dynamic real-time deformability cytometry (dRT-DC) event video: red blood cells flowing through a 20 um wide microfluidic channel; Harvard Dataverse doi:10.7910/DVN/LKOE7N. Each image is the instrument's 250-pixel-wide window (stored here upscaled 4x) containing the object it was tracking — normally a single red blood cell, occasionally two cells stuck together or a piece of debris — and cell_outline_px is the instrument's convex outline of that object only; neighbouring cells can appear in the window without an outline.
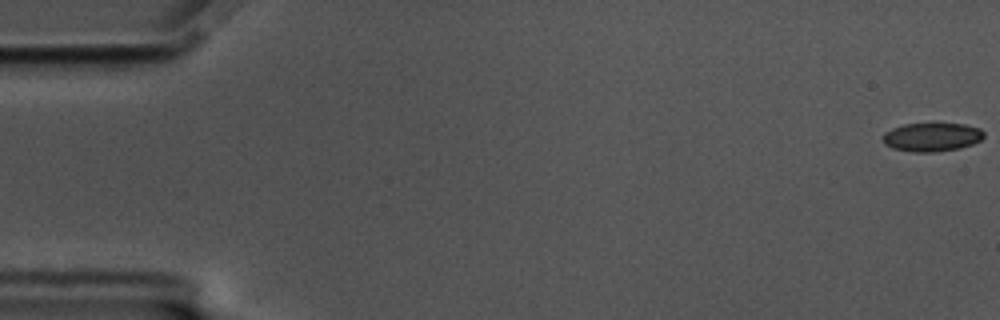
{"species": "common noctule bat (a hibernating species)", "species_latin": "Nyctalus noctula", "temperature_condition": "cold", "stored_images_in_passage": 58, "camera_frame_rate_fps": 3000, "um_per_image_px": 0.085, "animal": {"sex": "male", "body_mass_g": 17.5, "forearm_length_mm": 52.3}, "frame": {"image": 1, "passage_image": 1, "time_ms": 0.0, "image_size_px": [1000, 320], "cell_outline_px": [[984, 136], [980, 140], [972, 144], [960, 148], [936, 152], [916, 152], [892, 148], [884, 144], [884, 132], [892, 128], [904, 124], [936, 120], [964, 124], [980, 128], [984, 132]], "centroid_in_image_um": [79.23, 11.59], "position_along_channel_um": 5.8, "area_um2": 17.63}}
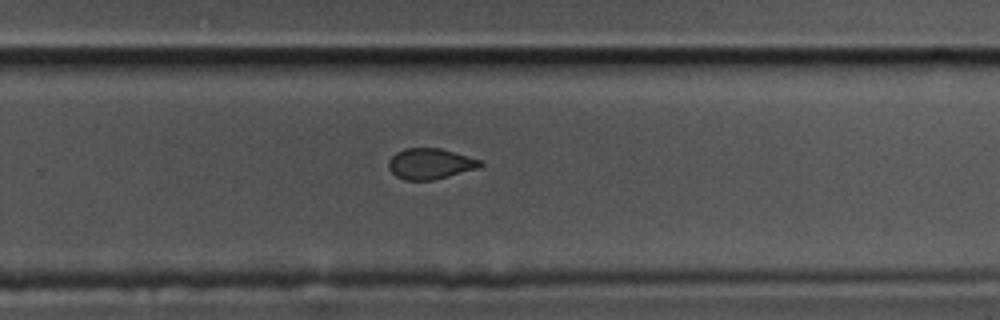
{"frame": {"image": 2, "passage_image": 38, "time_ms": 12.333, "image_size_px": [1000, 320], "cell_outline_px": [[484, 164], [480, 168], [432, 180], [404, 180], [396, 176], [388, 168], [388, 160], [396, 152], [404, 148], [440, 148], [484, 160]], "centroid_in_image_um": [36.6, 13.91], "position_along_channel_um": 293.2, "area_um2": 16.65}}
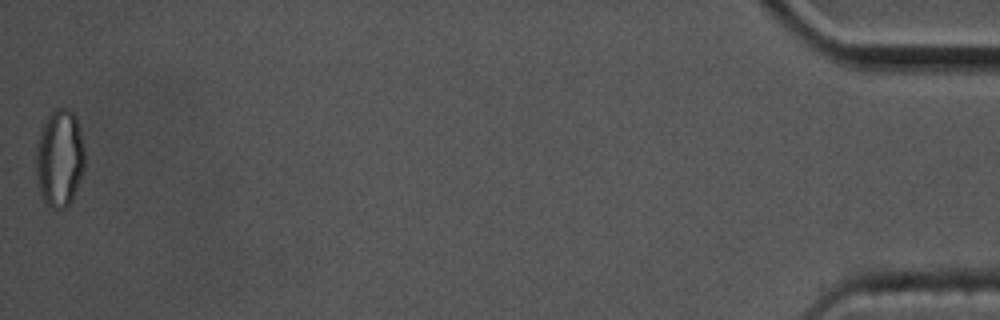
{"frame": {"image": 3, "passage_image": 58, "time_ms": 19.0, "image_size_px": [1000, 320], "cell_outline_px": [[84, 168], [72, 200], [68, 208], [52, 208], [44, 204], [40, 196], [36, 180], [36, 144], [40, 128], [48, 116], [56, 108], [68, 108], [76, 116], [84, 148]], "centroid_in_image_um": [5.04, 13.48], "position_along_channel_um": 430.2, "area_um2": 28.09}, "authors_computed_cell_mechanics": {"area_um2": 17.5712, "velocity_mm_per_s": 3.5054, "shape_relaxation_time_tau1_ms": null, "shape_relaxation_time_tau2_ms": 2.1319, "deformation_change_tau1": null, "deformation_change_tau2": 0.0757}}